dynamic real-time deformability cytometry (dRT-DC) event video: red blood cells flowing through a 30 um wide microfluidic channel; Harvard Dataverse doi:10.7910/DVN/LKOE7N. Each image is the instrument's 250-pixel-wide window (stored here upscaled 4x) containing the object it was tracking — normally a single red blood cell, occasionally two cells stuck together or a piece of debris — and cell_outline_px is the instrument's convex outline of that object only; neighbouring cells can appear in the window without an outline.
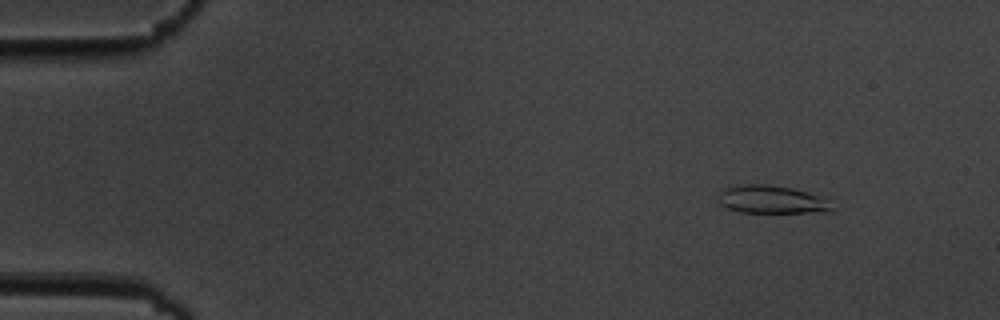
{"species": "common noctule bat (a hibernating species)", "species_latin": "Nyctalus noctula", "temperature_condition": "cold", "stored_images_in_passage": 5, "camera_frame_rate_fps": 3000, "um_per_image_px": 0.085, "animal": {"sex": "male", "body_mass_g": 19.5, "forearm_length_mm": 54.6}, "frame": {"image": 1, "passage_image": 1, "time_ms": 0.0, "image_size_px": [1000, 320], "cell_outline_px": [[832, 208], [828, 212], [740, 212], [728, 208], [720, 204], [716, 200], [720, 192], [724, 188], [736, 184], [768, 184], [792, 188], [816, 196], [824, 200]], "centroid_in_image_um": [65.45, 16.95], "position_along_channel_um": 19.6, "area_um2": 18.21}}